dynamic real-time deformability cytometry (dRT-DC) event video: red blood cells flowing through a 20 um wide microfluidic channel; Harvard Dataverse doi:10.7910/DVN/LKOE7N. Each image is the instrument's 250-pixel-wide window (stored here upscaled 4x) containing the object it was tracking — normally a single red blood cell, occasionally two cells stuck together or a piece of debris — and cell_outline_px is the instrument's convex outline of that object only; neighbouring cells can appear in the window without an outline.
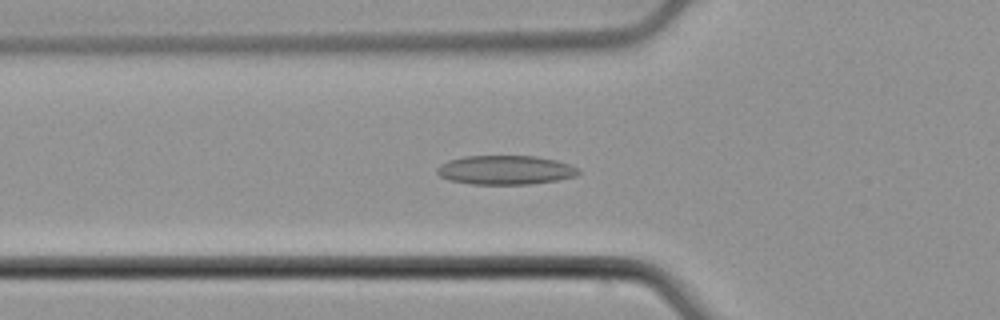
{"species": "common noctule bat (a hibernating species)", "species_latin": "Nyctalus noctula", "temperature_condition": "cold", "stored_images_in_passage": 53, "camera_frame_rate_fps": 3000, "um_per_image_px": 0.085, "animal": {"sex": "male", "body_mass_g": 21.5, "forearm_length_mm": 52.0}, "frame": {"image": 1, "passage_image": 19, "time_ms": 6.0, "image_size_px": [1000, 320], "cell_outline_px": [[580, 172], [576, 176], [556, 180], [528, 184], [472, 184], [448, 180], [440, 176], [436, 172], [436, 168], [440, 164], [448, 160], [464, 156], [536, 156], [556, 160], [568, 164], [576, 168]], "centroid_in_image_um": [42.91, 14.45], "position_along_channel_um": 82.9, "area_um2": 23.93}}
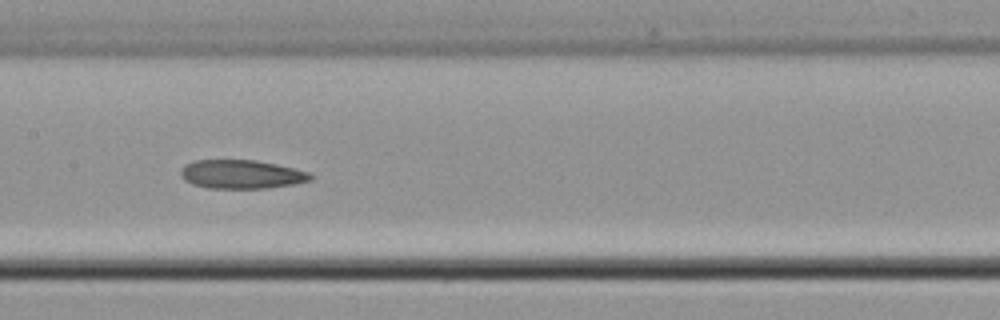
{"frame": {"image": 2, "passage_image": 27, "time_ms": 8.667, "image_size_px": [1000, 320], "cell_outline_px": [[316, 176], [312, 180], [292, 184], [268, 188], [208, 188], [192, 184], [184, 180], [180, 176], [180, 172], [184, 164], [192, 160], [256, 160], [276, 164], [308, 172]], "centroid_in_image_um": [20.5, 14.81], "position_along_channel_um": 186.9, "area_um2": 21.85}}
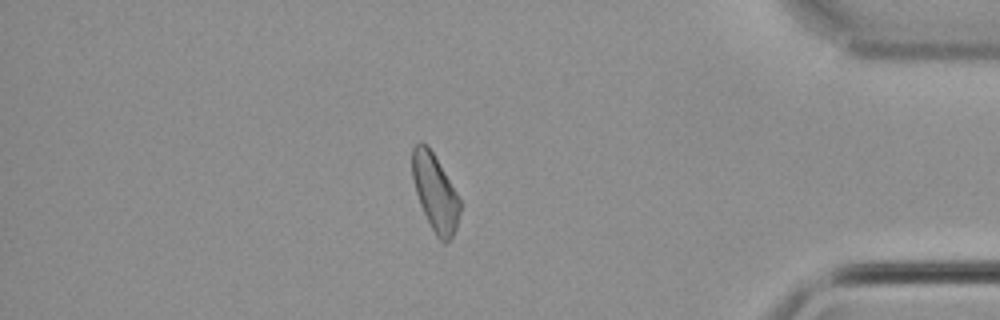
{"frame": {"image": 3, "passage_image": 46, "time_ms": 15.0, "image_size_px": [1000, 320], "cell_outline_px": [[460, 212], [456, 228], [452, 236], [444, 244], [436, 236], [420, 204], [416, 192], [412, 176], [412, 148], [420, 140], [428, 144], [456, 192], [460, 200]], "centroid_in_image_um": [36.97, 16.33], "position_along_channel_um": 398.2, "area_um2": 21.1}}